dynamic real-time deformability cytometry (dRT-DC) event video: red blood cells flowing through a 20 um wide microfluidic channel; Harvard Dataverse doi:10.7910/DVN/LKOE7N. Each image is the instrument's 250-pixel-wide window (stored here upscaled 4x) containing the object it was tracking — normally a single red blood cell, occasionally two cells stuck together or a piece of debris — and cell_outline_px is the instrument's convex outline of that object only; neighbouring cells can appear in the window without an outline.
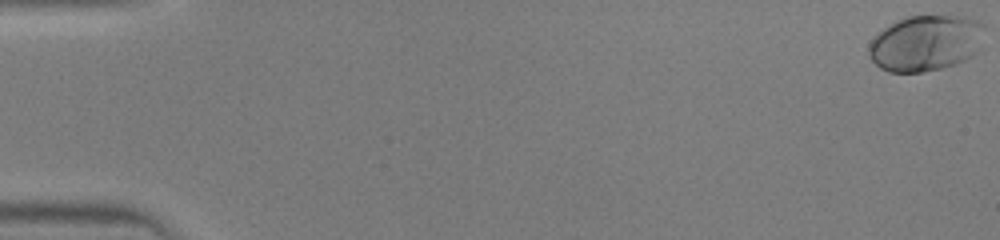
{"species": "human", "species_latin": "Homo sapiens", "temperature_condition": "warm", "stored_images_in_passage": 46, "camera_frame_rate_fps": 3000, "um_per_image_px": 0.085, "donor": {"sex": "male"}, "frame": {"image": 1, "passage_image": 1, "time_ms": 0.0, "image_size_px": [1000, 240], "cell_outline_px": [[984, 28], [980, 48], [972, 56], [956, 64], [940, 68], [920, 72], [888, 72], [880, 68], [872, 60], [868, 52], [868, 44], [884, 28], [896, 20], [908, 16], [964, 16], [976, 20], [984, 24]], "centroid_in_image_um": [78.69, 3.66], "position_along_channel_um": 6.3, "area_um2": 37.69}}
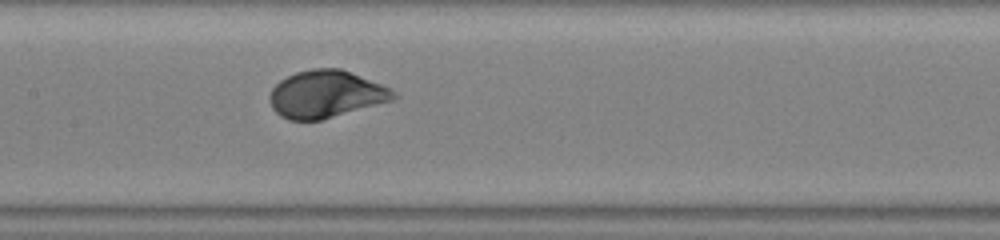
{"frame": {"image": 2, "passage_image": 24, "time_ms": 7.667, "image_size_px": [1000, 240], "cell_outline_px": [[400, 96], [396, 100], [320, 120], [288, 120], [280, 116], [272, 108], [268, 96], [272, 88], [280, 80], [296, 72], [312, 68], [340, 68], [392, 88]], "centroid_in_image_um": [27.74, 8.01], "position_along_channel_um": 179.7, "area_um2": 34.45}}
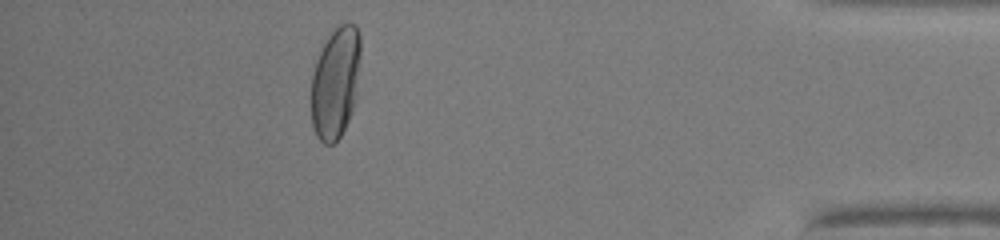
{"frame": {"image": 3, "passage_image": 42, "time_ms": 13.667, "image_size_px": [1000, 240], "cell_outline_px": [[360, 56], [352, 112], [340, 136], [332, 144], [324, 144], [316, 136], [312, 124], [312, 72], [316, 60], [328, 36], [340, 24], [356, 24], [360, 36]], "centroid_in_image_um": [28.5, 7.02], "position_along_channel_um": 406.7, "area_um2": 31.56}}